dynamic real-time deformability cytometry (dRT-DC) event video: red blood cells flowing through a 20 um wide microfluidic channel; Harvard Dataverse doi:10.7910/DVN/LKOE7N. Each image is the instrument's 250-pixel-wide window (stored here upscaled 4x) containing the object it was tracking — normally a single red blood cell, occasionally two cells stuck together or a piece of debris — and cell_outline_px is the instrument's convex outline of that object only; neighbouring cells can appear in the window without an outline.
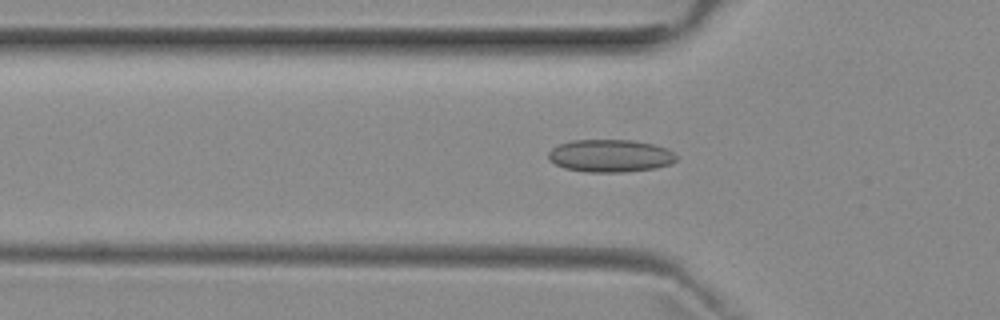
{"species": "common noctule bat (a hibernating species)", "species_latin": "Nyctalus noctula", "temperature_condition": "room temperature", "stored_images_in_passage": 43, "camera_frame_rate_fps": 3000, "um_per_image_px": 0.085, "animal": {"sex": "female", "body_mass_g": 29.2, "forearm_length_mm": 56.3}, "frame": {"image": 1, "passage_image": 15, "time_ms": 4.667, "image_size_px": [1000, 320], "cell_outline_px": [[676, 160], [672, 164], [656, 168], [624, 172], [588, 172], [564, 168], [548, 160], [548, 152], [552, 148], [560, 144], [572, 140], [632, 140], [652, 144], [668, 148], [676, 156]], "centroid_in_image_um": [51.87, 13.24], "position_along_channel_um": 73.9, "area_um2": 24.39}}
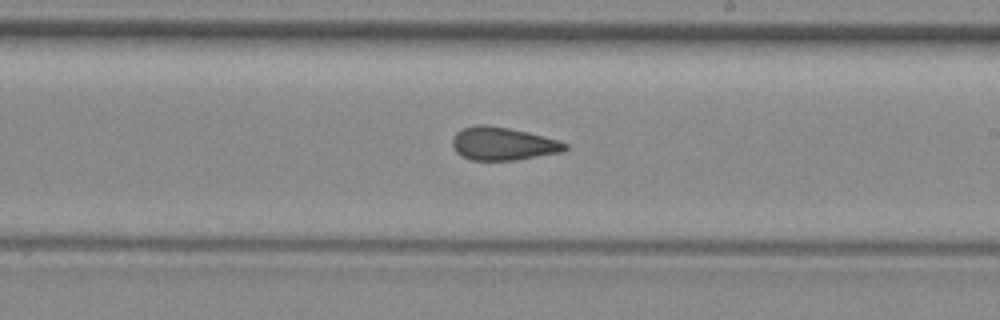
{"frame": {"image": 2, "passage_image": 28, "time_ms": 9.0, "image_size_px": [1000, 320], "cell_outline_px": [[568, 148], [560, 152], [516, 160], [472, 160], [456, 152], [452, 144], [452, 140], [456, 132], [464, 128], [476, 124], [484, 124], [508, 128], [528, 132], [560, 140], [568, 144]], "centroid_in_image_um": [42.76, 12.21], "position_along_channel_um": 246.2, "area_um2": 21.62}}
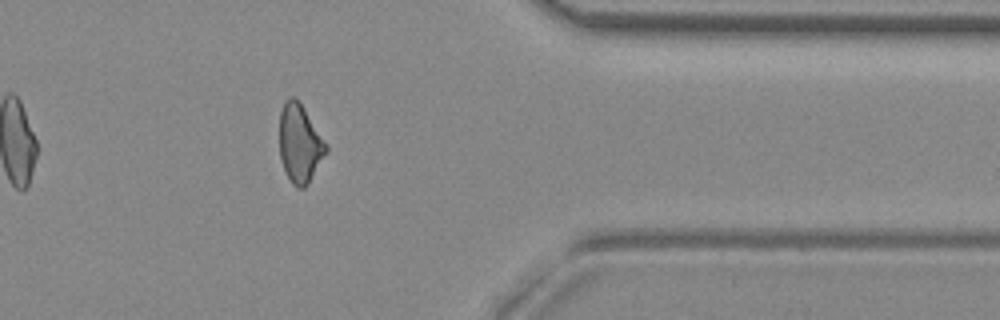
{"frame": {"image": 3, "passage_image": 40, "time_ms": 13.0, "image_size_px": [1000, 320], "cell_outline_px": [[328, 152], [308, 184], [304, 188], [296, 188], [292, 184], [284, 168], [280, 156], [280, 112], [284, 100], [288, 96], [292, 96], [300, 104], [328, 144]], "centroid_in_image_um": [25.5, 12.22], "position_along_channel_um": 385.9, "area_um2": 21.21}}